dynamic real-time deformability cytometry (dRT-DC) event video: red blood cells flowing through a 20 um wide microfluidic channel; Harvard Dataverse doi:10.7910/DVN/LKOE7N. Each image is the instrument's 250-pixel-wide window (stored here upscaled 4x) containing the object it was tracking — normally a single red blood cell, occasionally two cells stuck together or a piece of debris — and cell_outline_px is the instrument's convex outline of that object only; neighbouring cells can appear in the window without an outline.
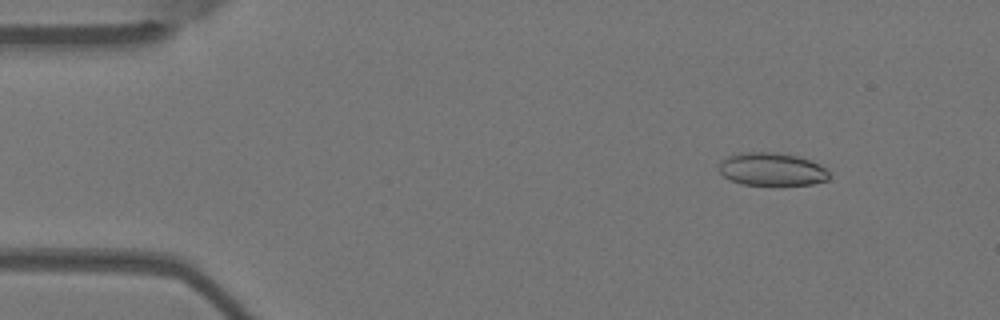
{"species": "Egyptian fruit bat (a non-hibernating species)", "species_latin": "Rousettus aegyptiacus", "temperature_condition": "warm", "stored_images_in_passage": 4, "camera_frame_rate_fps": 3000, "um_per_image_px": 0.085, "animal": {"sex": "female"}, "frame": {"image": 1, "passage_image": 2, "time_ms": 0.333, "image_size_px": [1000, 320], "cell_outline_px": [[832, 176], [828, 180], [812, 184], [740, 184], [724, 176], [720, 172], [720, 160], [728, 156], [740, 152], [776, 152], [796, 156], [820, 164]], "centroid_in_image_um": [65.61, 14.37], "position_along_channel_um": 19.4, "area_um2": 20.98}}